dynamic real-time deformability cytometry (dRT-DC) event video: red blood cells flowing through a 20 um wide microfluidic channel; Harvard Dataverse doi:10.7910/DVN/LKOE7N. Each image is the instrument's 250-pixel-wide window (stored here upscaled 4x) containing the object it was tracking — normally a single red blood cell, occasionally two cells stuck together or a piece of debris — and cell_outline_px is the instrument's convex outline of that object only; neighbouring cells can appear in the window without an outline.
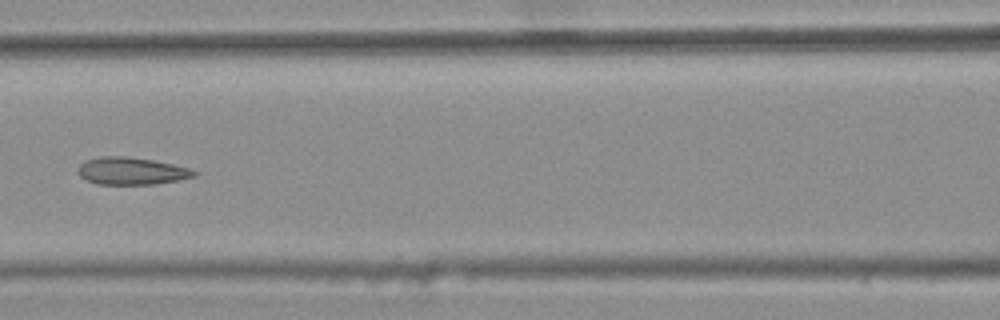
{"species": "common noctule bat (a hibernating species)", "species_latin": "Nyctalus noctula", "temperature_condition": "warm", "stored_images_in_passage": 5, "camera_frame_rate_fps": 3000, "um_per_image_px": 0.085, "animal": {"sex": "female", "body_mass_g": 25.1}, "frame": {"image": 1, "passage_image": 5, "time_ms": 1.333, "image_size_px": [1000, 320], "cell_outline_px": [[200, 172], [196, 176], [180, 180], [156, 184], [96, 184], [80, 176], [76, 172], [76, 168], [80, 164], [88, 160], [100, 156], [124, 156], [152, 160], [192, 168]], "centroid_in_image_um": [11.21, 14.54], "position_along_channel_um": 155.4, "area_um2": 18.67}}